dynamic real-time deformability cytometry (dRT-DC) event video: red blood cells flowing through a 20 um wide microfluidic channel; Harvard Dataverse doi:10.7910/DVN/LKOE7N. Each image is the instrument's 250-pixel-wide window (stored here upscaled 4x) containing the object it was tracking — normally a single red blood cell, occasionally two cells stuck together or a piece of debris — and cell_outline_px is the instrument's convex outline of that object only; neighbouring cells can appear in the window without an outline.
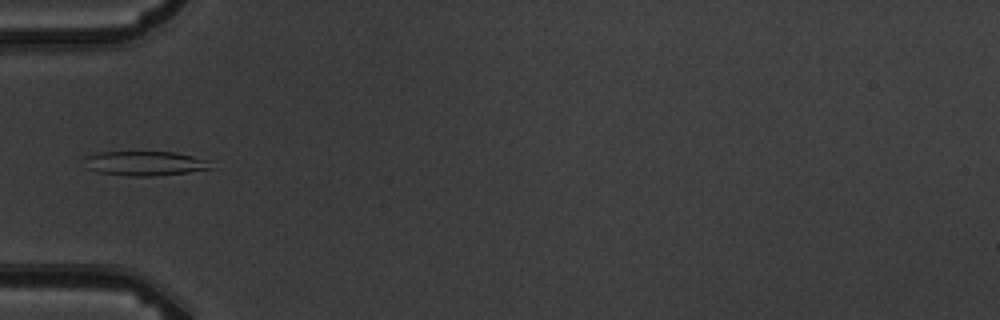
{"species": "common noctule bat (a hibernating species)", "species_latin": "Nyctalus noctula", "temperature_condition": "warm", "stored_images_in_passage": 9, "camera_frame_rate_fps": 3000, "um_per_image_px": 0.085, "animal": {"sex": "male", "body_mass_g": 19.5, "forearm_length_mm": 54.6}, "frame": {"image": 1, "passage_image": 6, "time_ms": 6.0, "image_size_px": [1000, 320], "cell_outline_px": [[212, 168], [188, 172], [152, 176], [128, 176], [96, 172], [88, 168], [84, 156], [100, 152], [176, 152], [208, 160]], "centroid_in_image_um": [12.3, 13.89], "position_along_channel_um": 72.7, "area_um2": 17.92}}
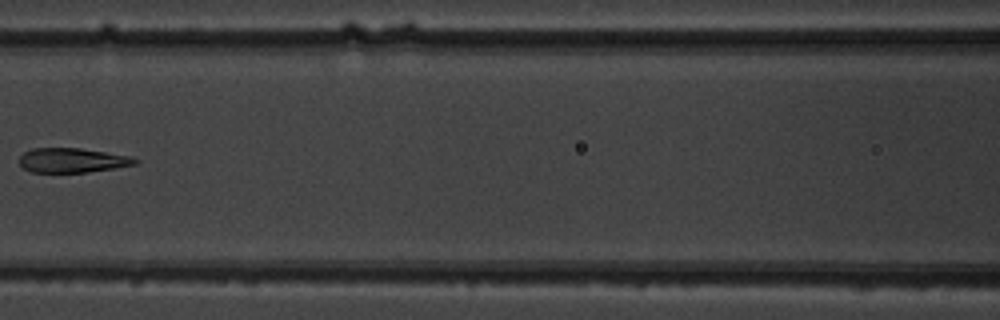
{"frame": {"image": 2, "passage_image": 8, "time_ms": 8.333, "image_size_px": [1000, 320], "cell_outline_px": [[140, 160], [136, 164], [116, 168], [88, 172], [32, 172], [24, 168], [20, 164], [20, 156], [24, 152], [32, 148], [80, 148], [132, 156]], "centroid_in_image_um": [6.18, 13.62], "position_along_channel_um": 160.4, "area_um2": 16.59}}
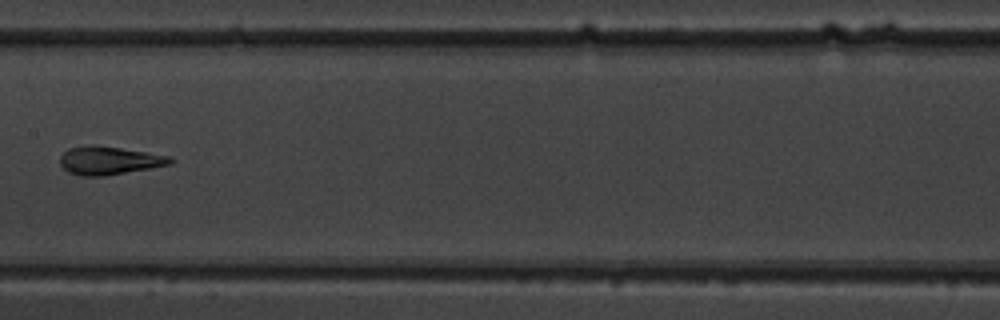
{"frame": {"image": 3, "passage_image": 9, "time_ms": 9.333, "image_size_px": [1000, 320], "cell_outline_px": [[176, 160], [172, 164], [104, 176], [80, 176], [68, 172], [60, 164], [60, 156], [68, 148], [88, 144], [96, 144], [172, 156]], "centroid_in_image_um": [9.28, 13.63], "position_along_channel_um": 198.1, "area_um2": 18.38}}